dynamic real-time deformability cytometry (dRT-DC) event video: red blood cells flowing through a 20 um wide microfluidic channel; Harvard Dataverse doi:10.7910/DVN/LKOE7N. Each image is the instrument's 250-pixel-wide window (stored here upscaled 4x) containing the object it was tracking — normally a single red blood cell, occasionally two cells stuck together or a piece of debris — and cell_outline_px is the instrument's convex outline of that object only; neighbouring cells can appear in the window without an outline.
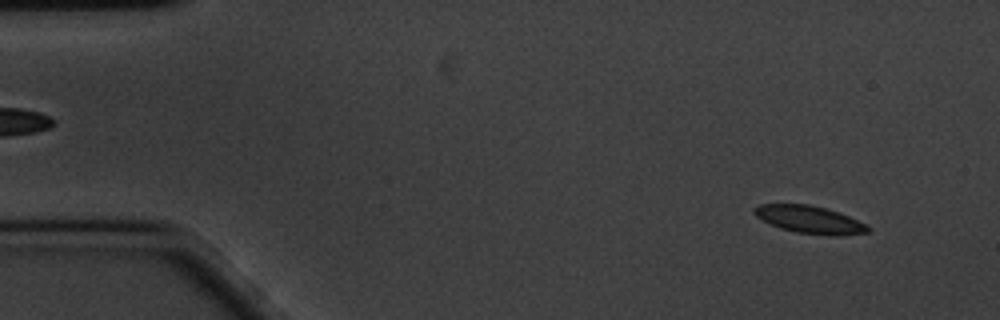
{"species": "common noctule bat (a hibernating species)", "species_latin": "Nyctalus noctula", "temperature_condition": "cold", "stored_images_in_passage": 59, "camera_frame_rate_fps": 3000, "um_per_image_px": 0.085, "animal": {"sex": "male", "body_mass_g": 20.1, "forearm_length_mm": 53.5}, "frame": {"image": 1, "passage_image": 5, "time_ms": 1.333, "image_size_px": [1000, 320], "cell_outline_px": [[872, 232], [840, 236], [832, 236], [796, 232], [780, 228], [756, 216], [752, 212], [752, 208], [760, 204], [808, 204], [824, 208], [848, 216], [872, 228]], "centroid_in_image_um": [68.83, 18.68], "position_along_channel_um": 16.2, "area_um2": 18.15}}
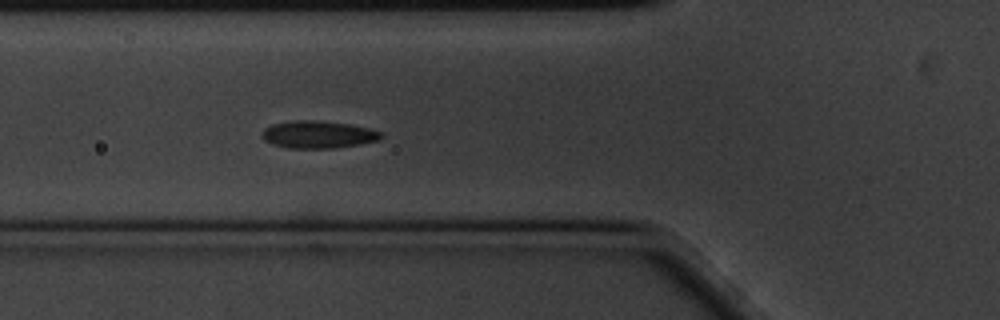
{"frame": {"image": 2, "passage_image": 21, "time_ms": 6.667, "image_size_px": [1000, 320], "cell_outline_px": [[384, 136], [380, 140], [360, 144], [336, 148], [288, 148], [272, 144], [264, 140], [264, 128], [272, 124], [292, 120], [316, 120], [348, 124], [368, 128], [384, 132]], "centroid_in_image_um": [27.09, 11.43], "position_along_channel_um": 98.7, "area_um2": 19.07}}
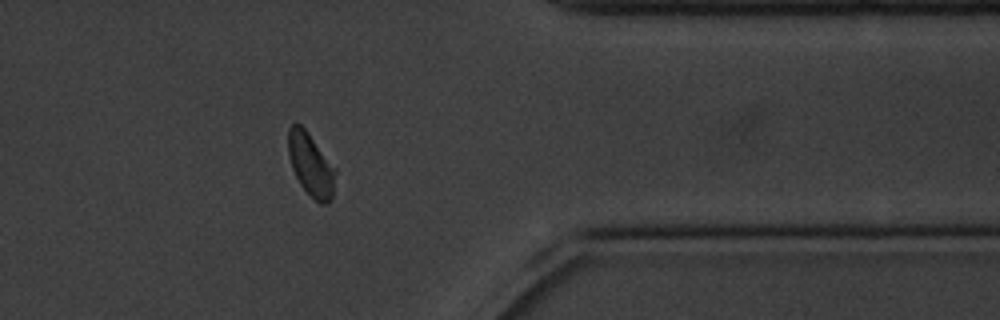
{"frame": {"image": 3, "passage_image": 48, "time_ms": 15.667, "image_size_px": [1000, 320], "cell_outline_px": [[336, 172], [332, 200], [328, 204], [320, 204], [300, 184], [292, 168], [288, 152], [288, 128], [292, 124], [300, 124], [304, 128], [336, 168]], "centroid_in_image_um": [26.43, 14.01], "position_along_channel_um": 385.0, "area_um2": 17.17}, "authors_computed_cell_mechanics": {"area_um2": 18.2648, "velocity_mm_per_s": 3.3482, "shape_relaxation_time_tau1_ms": 3.8193, "shape_relaxation_time_tau2_ms": 1.6924, "deformation_change_tau1": 0.0851, "deformation_change_tau2": 0.0526}}